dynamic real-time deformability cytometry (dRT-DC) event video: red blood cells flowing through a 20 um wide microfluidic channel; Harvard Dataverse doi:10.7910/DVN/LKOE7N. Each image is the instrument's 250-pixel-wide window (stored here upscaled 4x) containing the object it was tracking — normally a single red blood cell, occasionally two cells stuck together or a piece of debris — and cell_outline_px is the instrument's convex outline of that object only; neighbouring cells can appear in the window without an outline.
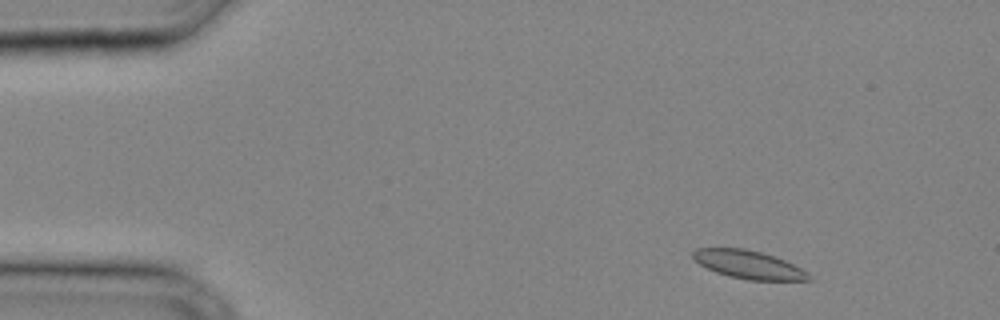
{"species": "common noctule bat (a hibernating species)", "species_latin": "Nyctalus noctula", "temperature_condition": "cold", "stored_images_in_passage": 30, "camera_frame_rate_fps": 3000, "um_per_image_px": 0.085, "animal": {"sex": "male", "body_mass_g": 20.4}, "frame": {"image": 1, "passage_image": 1, "time_ms": 0.0, "image_size_px": [1000, 320], "cell_outline_px": [[812, 280], [748, 280], [728, 276], [716, 272], [700, 264], [692, 256], [692, 252], [696, 248], [744, 248], [760, 252], [784, 260], [808, 272], [812, 276]], "centroid_in_image_um": [63.63, 22.49], "position_along_channel_um": 21.4, "area_um2": 18.84}}
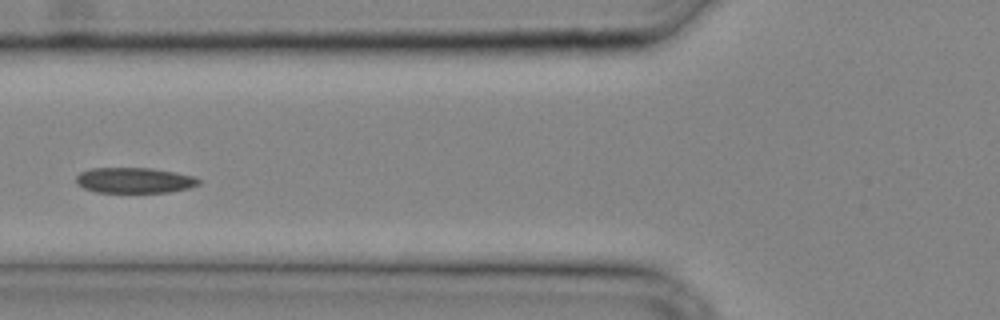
{"frame": {"image": 2, "passage_image": 10, "time_ms": 3.0, "image_size_px": [1000, 320], "cell_outline_px": [[200, 184], [188, 188], [168, 192], [96, 192], [84, 188], [76, 184], [76, 176], [80, 172], [92, 168], [152, 168], [176, 172], [196, 176], [200, 180]], "centroid_in_image_um": [11.43, 15.32], "position_along_channel_um": 114.4, "area_um2": 18.32}}
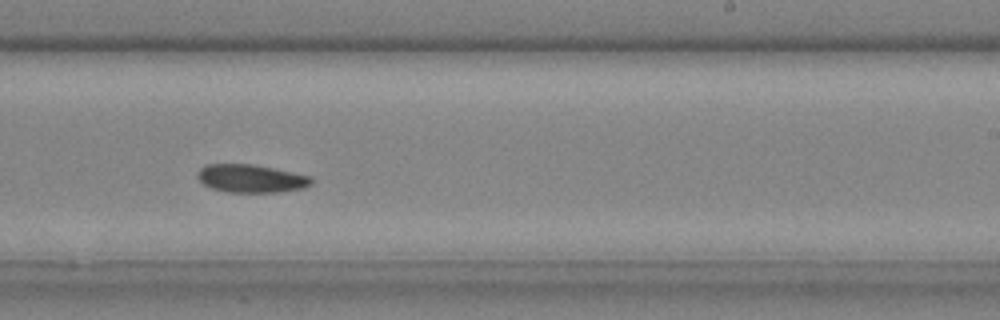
{"frame": {"image": 3, "passage_image": 18, "time_ms": 5.667, "image_size_px": [1000, 320], "cell_outline_px": [[312, 184], [304, 188], [276, 192], [228, 192], [212, 188], [204, 184], [196, 176], [196, 172], [204, 164], [252, 164], [312, 176]], "centroid_in_image_um": [21.32, 15.16], "position_along_channel_um": 267.7, "area_um2": 18.61}}